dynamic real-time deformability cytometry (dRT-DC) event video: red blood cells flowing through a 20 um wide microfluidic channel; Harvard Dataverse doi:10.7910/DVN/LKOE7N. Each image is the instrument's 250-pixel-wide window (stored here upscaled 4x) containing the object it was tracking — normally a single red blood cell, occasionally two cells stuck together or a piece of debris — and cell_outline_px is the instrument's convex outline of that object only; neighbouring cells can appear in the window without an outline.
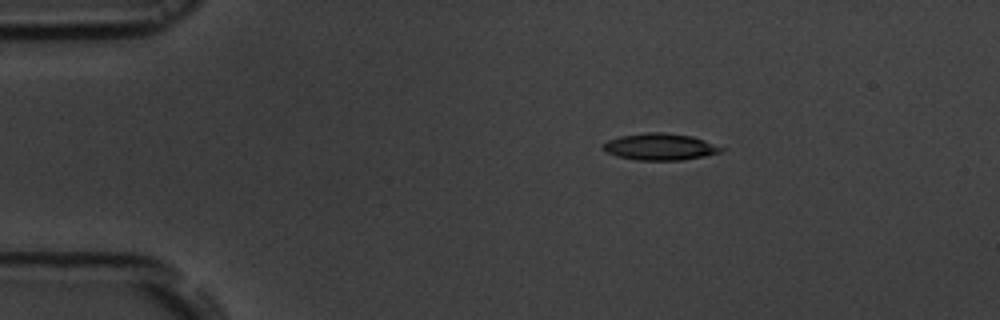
{"species": "common noctule bat (a hibernating species)", "species_latin": "Nyctalus noctula", "temperature_condition": "room temperature", "stored_images_in_passage": 55, "camera_frame_rate_fps": 3000, "um_per_image_px": 0.085, "animal": {"sex": "male", "body_mass_g": 19.5, "forearm_length_mm": 54.6}, "frame": {"image": 1, "passage_image": 9, "time_ms": 2.667, "image_size_px": [1000, 320], "cell_outline_px": [[728, 148], [724, 152], [704, 156], [680, 160], [636, 160], [616, 156], [604, 152], [600, 148], [608, 140], [620, 136], [648, 132], [664, 132], [692, 136]], "centroid_in_image_um": [56.12, 12.48], "position_along_channel_um": 28.9, "area_um2": 18.67}}
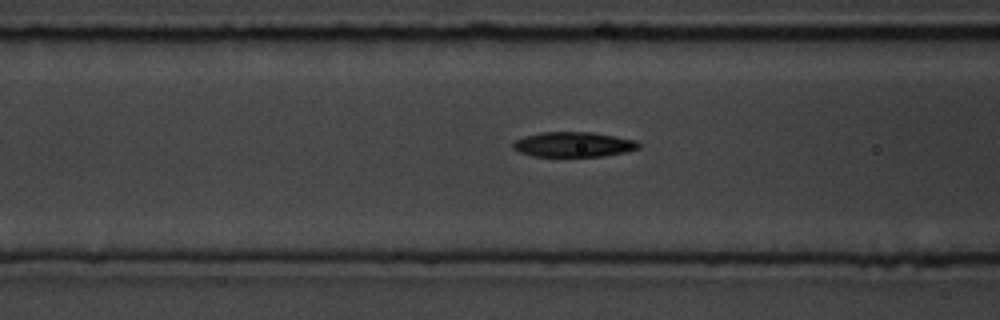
{"frame": {"image": 2, "passage_image": 21, "time_ms": 6.667, "image_size_px": [1000, 320], "cell_outline_px": [[640, 148], [624, 152], [604, 156], [532, 156], [520, 152], [512, 148], [512, 144], [516, 140], [524, 136], [540, 132], [592, 132], [636, 140], [640, 144]], "centroid_in_image_um": [48.73, 12.27], "position_along_channel_um": 117.9, "area_um2": 18.26}}
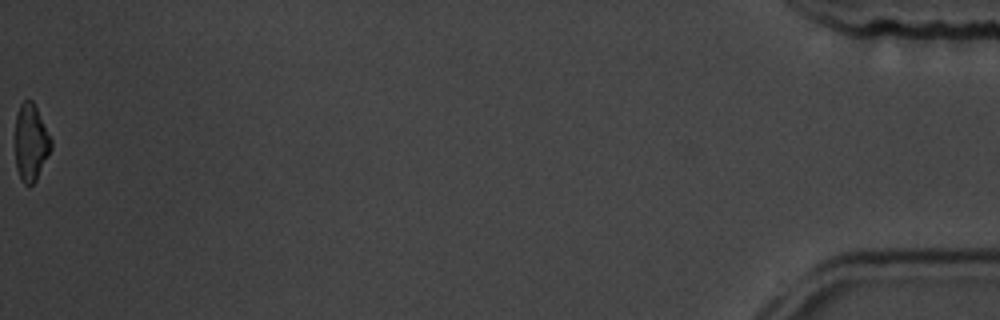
{"frame": {"image": 3, "passage_image": 55, "time_ms": 18.0, "image_size_px": [1000, 320], "cell_outline_px": [[52, 148], [36, 180], [32, 184], [24, 184], [20, 180], [16, 168], [16, 116], [20, 104], [24, 100], [32, 100], [52, 140]], "centroid_in_image_um": [2.62, 12.13], "position_along_channel_um": 432.6, "area_um2": 15.9}, "authors_computed_cell_mechanics": {"area_um2": 18.3226, "velocity_mm_per_s": 3.6791, "shape_relaxation_time_tau1_ms": 3.1922, "shape_relaxation_time_tau2_ms": null, "deformation_change_tau1": 0.1431, "deformation_change_tau2": null}}